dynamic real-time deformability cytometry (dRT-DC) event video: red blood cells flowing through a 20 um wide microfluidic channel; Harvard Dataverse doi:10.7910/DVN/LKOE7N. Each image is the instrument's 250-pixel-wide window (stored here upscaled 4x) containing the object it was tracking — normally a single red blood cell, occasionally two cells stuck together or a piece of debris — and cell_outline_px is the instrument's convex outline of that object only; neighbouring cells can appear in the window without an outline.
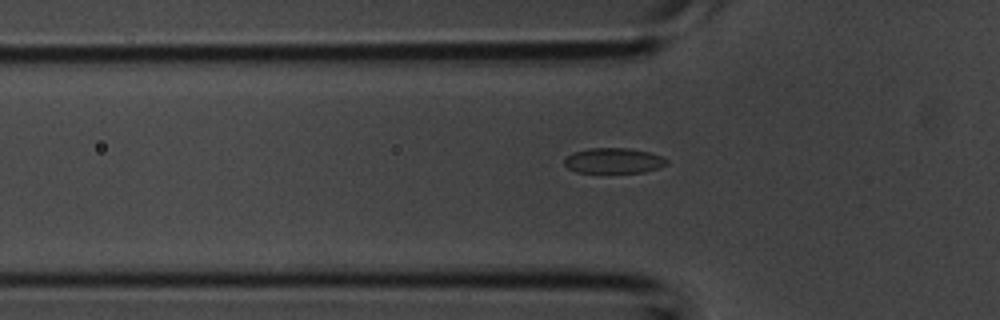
{"species": "common noctule bat (a hibernating species)", "species_latin": "Nyctalus noctula", "temperature_condition": "room temperature", "stored_images_in_passage": 30, "camera_frame_rate_fps": 3000, "um_per_image_px": 0.085, "animal": {"sex": "male", "body_mass_g": 20.1, "forearm_length_mm": 53.5}, "frame": {"image": 1, "passage_image": 2, "time_ms": 0.333, "image_size_px": [1000, 320], "cell_outline_px": [[668, 164], [660, 168], [644, 172], [576, 172], [568, 168], [564, 164], [564, 160], [572, 152], [592, 148], [628, 148], [652, 152], [668, 160]], "centroid_in_image_um": [52.19, 13.65], "position_along_channel_um": 73.6, "area_um2": 15.14}}
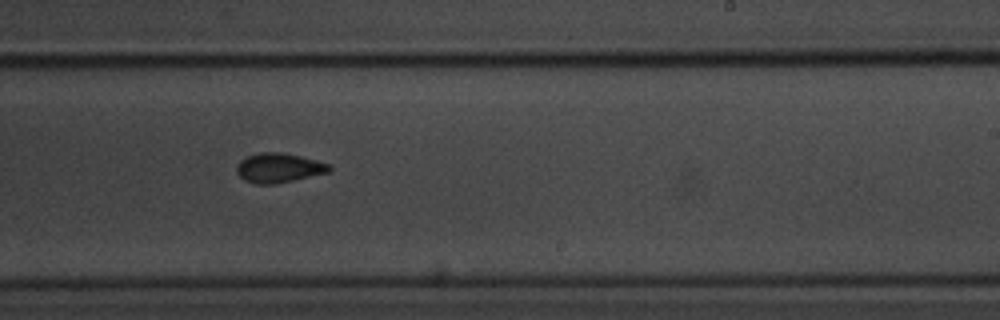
{"frame": {"image": 2, "passage_image": 14, "time_ms": 4.333, "image_size_px": [1000, 320], "cell_outline_px": [[332, 172], [276, 184], [256, 184], [244, 180], [236, 172], [236, 164], [244, 156], [260, 152], [284, 152], [332, 164]], "centroid_in_image_um": [23.71, 14.26], "position_along_channel_um": 265.3, "area_um2": 16.36}}
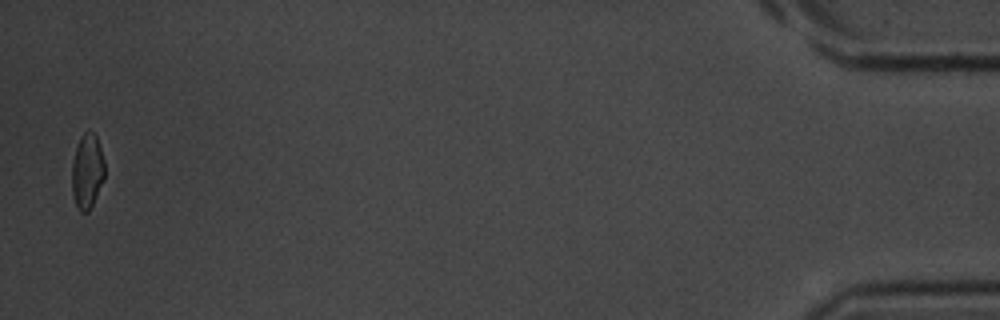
{"frame": {"image": 3, "passage_image": 30, "time_ms": 9.667, "image_size_px": [1000, 320], "cell_outline_px": [[104, 180], [88, 212], [80, 212], [72, 196], [72, 160], [80, 136], [88, 128], [96, 136], [104, 160]], "centroid_in_image_um": [7.4, 14.54], "position_along_channel_um": 427.8, "area_um2": 14.33}}